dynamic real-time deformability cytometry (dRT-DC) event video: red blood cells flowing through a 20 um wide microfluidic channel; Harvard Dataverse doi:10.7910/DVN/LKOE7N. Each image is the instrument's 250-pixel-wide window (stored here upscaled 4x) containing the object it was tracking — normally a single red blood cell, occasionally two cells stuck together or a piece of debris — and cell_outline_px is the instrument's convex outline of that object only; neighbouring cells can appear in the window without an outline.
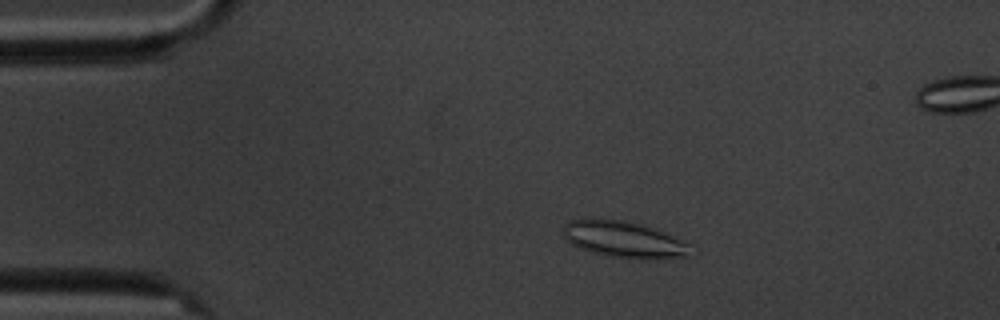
{"species": "common noctule bat (a hibernating species)", "species_latin": "Nyctalus noctula", "temperature_condition": "cold", "stored_images_in_passage": 9, "camera_frame_rate_fps": 3000, "um_per_image_px": 0.085, "animal": {"sex": "male", "body_mass_g": 20.1, "forearm_length_mm": 53.5}, "frame": {"image": 1, "passage_image": 2, "time_ms": 1.333, "image_size_px": [1000, 320], "cell_outline_px": [[700, 252], [692, 256], [656, 260], [640, 260], [612, 256], [592, 252], [580, 248], [572, 244], [564, 236], [564, 224], [568, 220], [624, 220], [656, 228], [688, 244]], "centroid_in_image_um": [53.18, 20.4], "position_along_channel_um": 31.8, "area_um2": 27.22}}